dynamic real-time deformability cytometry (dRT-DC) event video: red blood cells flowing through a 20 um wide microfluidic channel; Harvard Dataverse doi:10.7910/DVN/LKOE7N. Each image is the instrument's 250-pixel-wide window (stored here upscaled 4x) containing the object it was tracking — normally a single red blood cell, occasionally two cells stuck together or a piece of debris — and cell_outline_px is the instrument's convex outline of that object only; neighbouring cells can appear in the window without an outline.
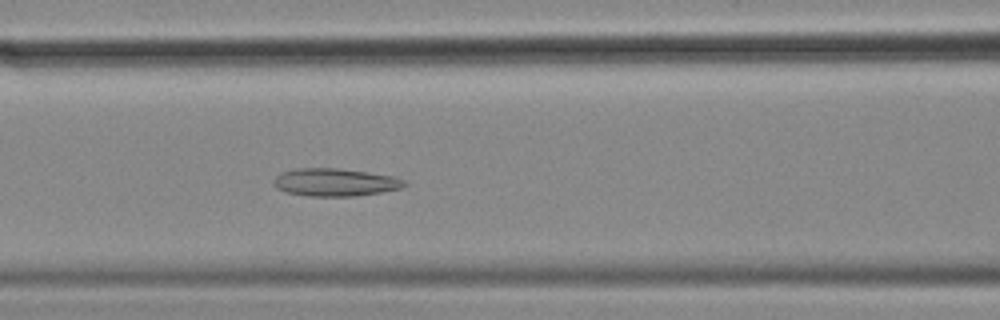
{"species": "common noctule bat (a hibernating species)", "species_latin": "Nyctalus noctula", "temperature_condition": "cold", "stored_images_in_passage": 43, "camera_frame_rate_fps": 3000, "um_per_image_px": 0.085, "animal": {"sex": "female", "body_mass_g": 18.4}, "frame": {"image": 1, "passage_image": 14, "time_ms": 4.333, "image_size_px": [1000, 320], "cell_outline_px": [[408, 184], [400, 188], [380, 192], [356, 196], [308, 196], [284, 192], [276, 188], [272, 184], [272, 180], [280, 172], [300, 168], [340, 168], [392, 176], [404, 180]], "centroid_in_image_um": [28.42, 15.49], "position_along_channel_um": 138.2, "area_um2": 21.21}}
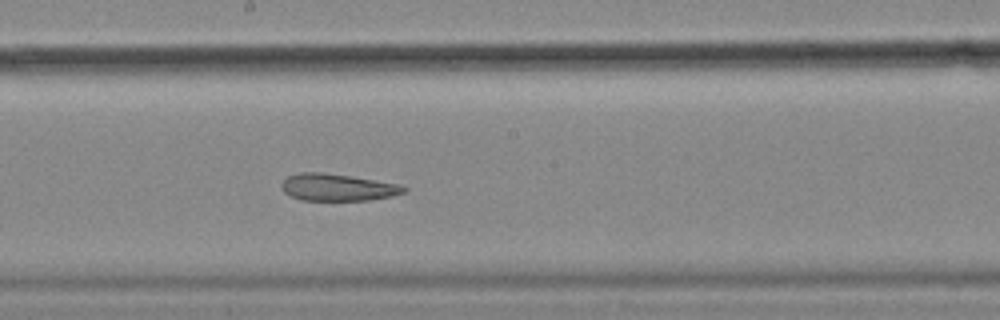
{"frame": {"image": 2, "passage_image": 21, "time_ms": 6.667, "image_size_px": [1000, 320], "cell_outline_px": [[408, 188], [404, 192], [392, 196], [368, 200], [300, 200], [284, 192], [284, 180], [288, 176], [300, 172], [320, 172], [348, 176], [400, 184]], "centroid_in_image_um": [28.72, 15.93], "position_along_channel_um": 219.5, "area_um2": 18.9}}
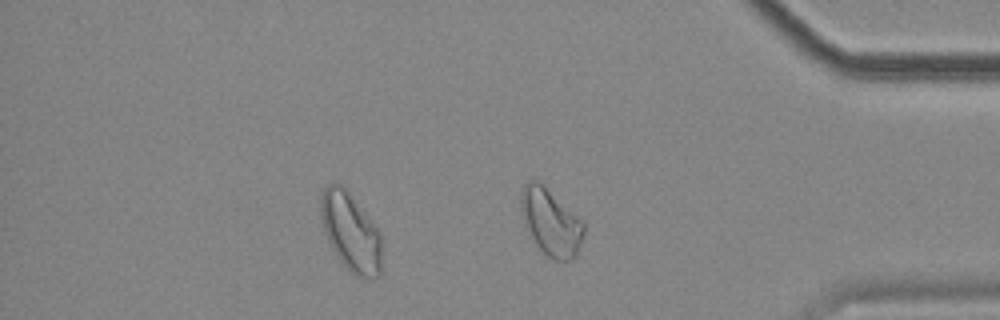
{"frame": {"image": 3, "passage_image": 37, "time_ms": 12.0, "image_size_px": [1000, 320], "cell_outline_px": [[380, 276], [372, 280], [356, 276], [348, 272], [332, 248], [324, 232], [320, 216], [320, 192], [328, 184], [340, 184], [344, 188], [376, 228], [380, 236]], "centroid_in_image_um": [29.77, 19.77], "position_along_channel_um": 405.4, "area_um2": 27.46}, "authors_computed_cell_mechanics": {"area_um2": 21.2126, "velocity_mm_per_s": 3.5143, "shape_relaxation_time_tau1_ms": null, "shape_relaxation_time_tau2_ms": 4.9234, "deformation_change_tau1": null, "deformation_change_tau2": 0.1308}}